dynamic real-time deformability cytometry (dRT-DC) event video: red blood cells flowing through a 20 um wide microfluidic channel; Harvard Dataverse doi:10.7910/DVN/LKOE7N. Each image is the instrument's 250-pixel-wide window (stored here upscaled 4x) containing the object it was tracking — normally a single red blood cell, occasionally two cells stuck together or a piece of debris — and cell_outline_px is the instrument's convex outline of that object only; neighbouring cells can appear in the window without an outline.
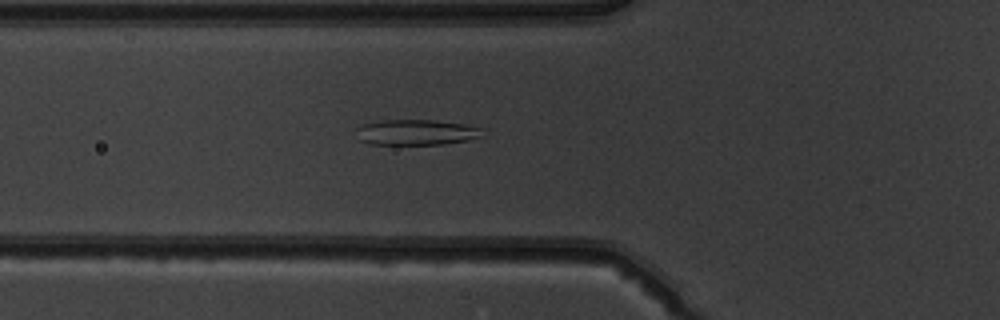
{"species": "common noctule bat (a hibernating species)", "species_latin": "Nyctalus noctula", "temperature_condition": "warm", "stored_images_in_passage": 39, "camera_frame_rate_fps": 3000, "um_per_image_px": 0.085, "animal": {"sex": "male", "body_mass_g": 19.5, "forearm_length_mm": 54.6}, "frame": {"image": 1, "passage_image": 8, "time_ms": 2.333, "image_size_px": [1000, 320], "cell_outline_px": [[484, 128], [480, 136], [468, 140], [444, 144], [368, 144], [360, 140], [356, 128], [364, 124], [380, 120], [432, 120], [464, 124]], "centroid_in_image_um": [35.38, 11.24], "position_along_channel_um": 90.4, "area_um2": 18.67}}
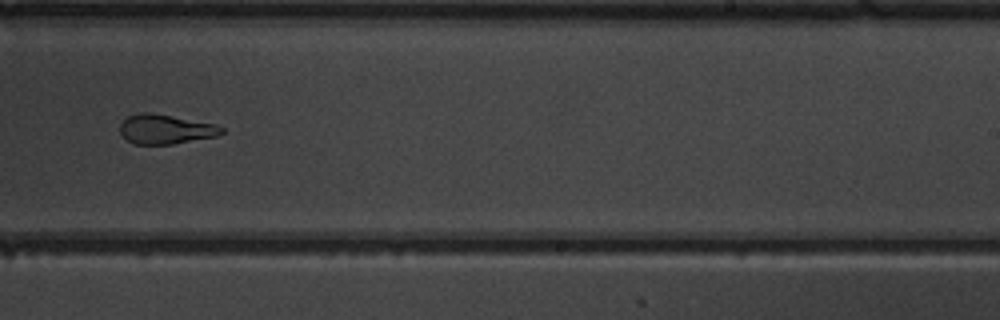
{"frame": {"image": 2, "passage_image": 22, "time_ms": 7.0, "image_size_px": [1000, 320], "cell_outline_px": [[224, 132], [216, 136], [172, 144], [132, 144], [120, 132], [120, 124], [128, 116], [140, 112], [148, 112], [216, 124], [224, 128]], "centroid_in_image_um": [14.07, 10.98], "position_along_channel_um": 274.9, "area_um2": 17.28}}
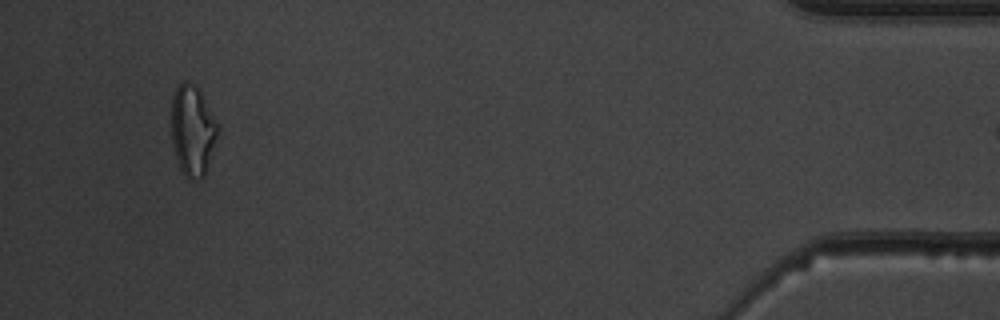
{"frame": {"image": 3, "passage_image": 38, "time_ms": 12.333, "image_size_px": [1000, 320], "cell_outline_px": [[216, 136], [204, 176], [200, 180], [188, 180], [184, 176], [180, 168], [176, 156], [172, 140], [172, 96], [176, 88], [184, 80], [196, 84], [200, 88], [216, 124]], "centroid_in_image_um": [16.33, 11.07], "position_along_channel_um": 418.9, "area_um2": 23.99}}